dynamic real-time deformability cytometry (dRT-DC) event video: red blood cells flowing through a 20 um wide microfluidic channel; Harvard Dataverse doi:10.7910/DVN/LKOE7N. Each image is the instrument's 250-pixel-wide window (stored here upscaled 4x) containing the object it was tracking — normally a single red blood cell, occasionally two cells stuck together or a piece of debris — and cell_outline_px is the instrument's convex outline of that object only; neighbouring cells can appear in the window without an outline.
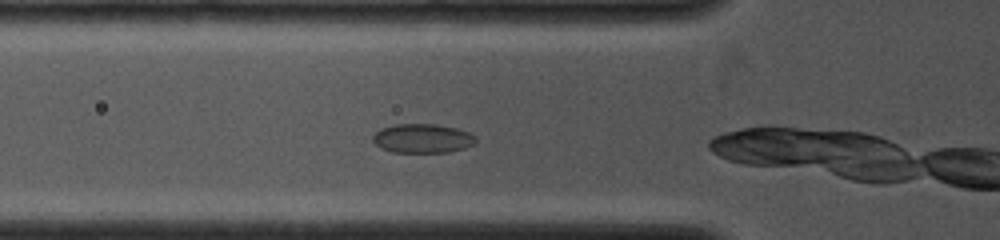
{"species": "common noctule bat (a hibernating species)", "species_latin": "Nyctalus noctula", "temperature_condition": "cold", "stored_images_in_passage": 4, "camera_frame_rate_fps": 4000, "um_per_image_px": 0.085, "animal": {"sex": "female", "body_mass_g": 19.0, "forearm_length_mm": 53.3}, "frame": {"image": 1, "passage_image": 3, "time_ms": 1.0, "image_size_px": [1000, 240], "cell_outline_px": [[476, 144], [464, 148], [448, 152], [392, 152], [380, 148], [372, 140], [372, 136], [380, 128], [392, 124], [436, 124], [456, 128], [468, 132], [476, 136]], "centroid_in_image_um": [35.9, 11.76], "position_along_channel_um": 89.9, "area_um2": 17.63}}